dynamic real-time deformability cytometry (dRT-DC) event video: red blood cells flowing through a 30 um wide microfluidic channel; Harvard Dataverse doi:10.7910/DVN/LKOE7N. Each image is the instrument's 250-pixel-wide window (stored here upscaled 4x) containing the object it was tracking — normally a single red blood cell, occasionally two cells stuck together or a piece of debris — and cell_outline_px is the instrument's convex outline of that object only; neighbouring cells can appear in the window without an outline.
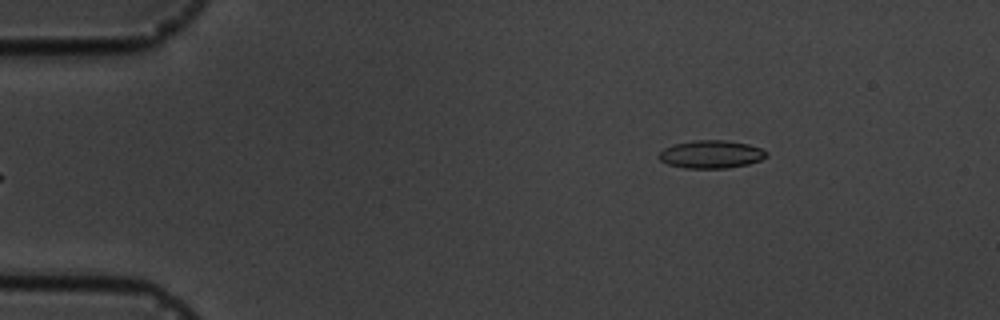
{"species": "common noctule bat (a hibernating species)", "species_latin": "Nyctalus noctula", "temperature_condition": "cold", "stored_images_in_passage": 6, "camera_frame_rate_fps": 3000, "um_per_image_px": 0.085, "animal": {"sex": "male", "body_mass_g": 19.5, "forearm_length_mm": 54.6}, "frame": {"image": 1, "passage_image": 6, "time_ms": 5.667, "image_size_px": [1000, 320], "cell_outline_px": [[768, 156], [760, 160], [748, 164], [728, 168], [684, 168], [668, 164], [660, 160], [660, 152], [664, 148], [672, 144], [696, 140], [728, 140], [748, 144], [760, 148], [768, 152]], "centroid_in_image_um": [60.47, 13.11], "position_along_channel_um": 24.5, "area_um2": 17.51}}